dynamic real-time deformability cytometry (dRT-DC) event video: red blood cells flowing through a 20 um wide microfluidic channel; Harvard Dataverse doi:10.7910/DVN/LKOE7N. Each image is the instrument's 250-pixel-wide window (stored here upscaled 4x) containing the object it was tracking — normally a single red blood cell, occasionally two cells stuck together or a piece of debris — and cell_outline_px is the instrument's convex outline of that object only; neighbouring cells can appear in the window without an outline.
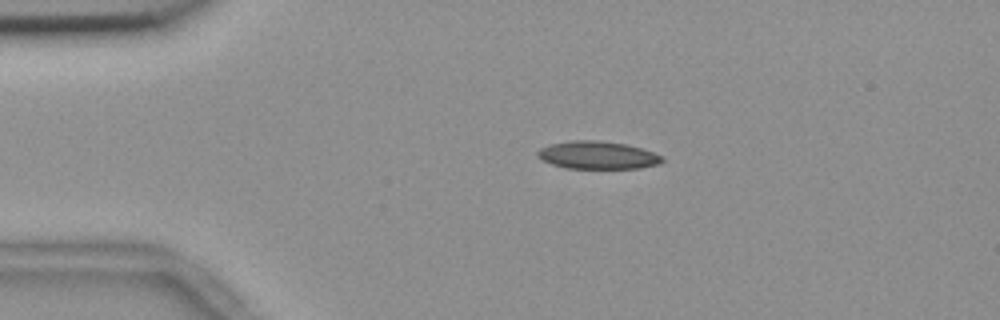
{"species": "common noctule bat (a hibernating species)", "species_latin": "Nyctalus noctula", "temperature_condition": "room temperature", "stored_images_in_passage": 45, "camera_frame_rate_fps": 3000, "um_per_image_px": 0.085, "animal": {"sex": "female", "body_mass_g": 18.4}, "frame": {"image": 1, "passage_image": 1, "time_ms": 0.0, "image_size_px": [1000, 320], "cell_outline_px": [[664, 160], [660, 164], [640, 168], [568, 168], [552, 164], [536, 156], [536, 152], [540, 148], [548, 144], [572, 140], [596, 140], [628, 144], [664, 156]], "centroid_in_image_um": [50.8, 13.18], "position_along_channel_um": 34.2, "area_um2": 20.23}}
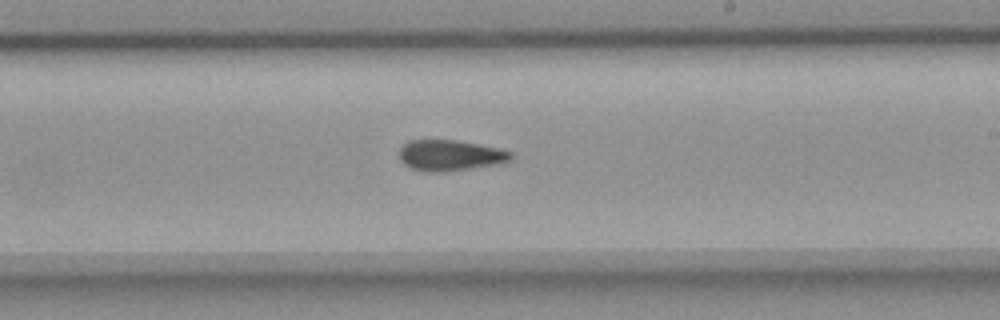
{"frame": {"image": 2, "passage_image": 22, "time_ms": 7.0, "image_size_px": [1000, 320], "cell_outline_px": [[512, 160], [504, 164], [444, 172], [420, 172], [404, 164], [400, 160], [400, 148], [408, 140], [456, 140], [496, 148], [512, 152]], "centroid_in_image_um": [38.27, 13.23], "position_along_channel_um": 250.7, "area_um2": 20.29}}
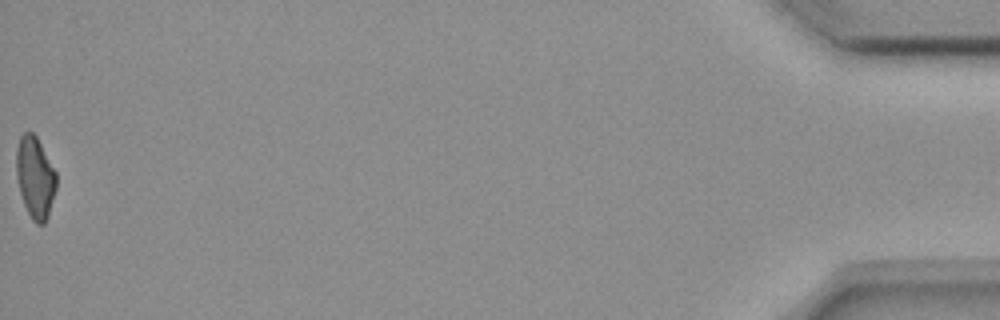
{"frame": {"image": 3, "passage_image": 45, "time_ms": 14.667, "image_size_px": [1000, 320], "cell_outline_px": [[56, 188], [48, 216], [44, 224], [36, 224], [32, 220], [24, 204], [20, 192], [16, 176], [16, 148], [20, 136], [24, 132], [32, 132], [36, 136], [56, 172]], "centroid_in_image_um": [2.98, 15.08], "position_along_channel_um": 432.2, "area_um2": 18.96}, "authors_computed_cell_mechanics": {"area_um2": 20.23, "velocity_mm_per_s": 3.6821, "shape_relaxation_time_tau1_ms": null, "shape_relaxation_time_tau2_ms": 3.7915, "deformation_change_tau1": null, "deformation_change_tau2": 0.1122}}